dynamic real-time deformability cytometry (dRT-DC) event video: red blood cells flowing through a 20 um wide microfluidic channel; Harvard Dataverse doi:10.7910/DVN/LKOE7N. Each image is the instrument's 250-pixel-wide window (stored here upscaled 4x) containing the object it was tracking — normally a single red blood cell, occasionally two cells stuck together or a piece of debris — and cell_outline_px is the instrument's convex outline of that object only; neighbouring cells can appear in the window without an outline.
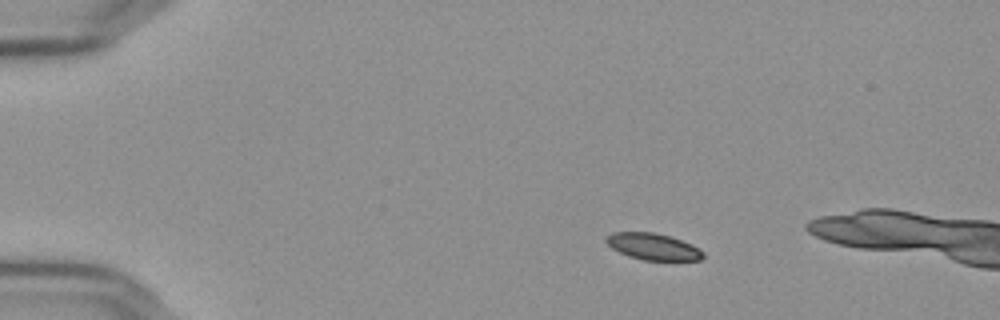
{"species": "Egyptian fruit bat (a non-hibernating species)", "species_latin": "Rousettus aegyptiacus", "temperature_condition": "cold", "stored_images_in_passage": 16, "camera_frame_rate_fps": 3000, "um_per_image_px": 0.085, "frame": {"image": 1, "passage_image": 10, "time_ms": 3.0, "image_size_px": [1000, 320], "cell_outline_px": [[704, 256], [700, 260], [644, 260], [628, 256], [612, 248], [604, 240], [612, 232], [652, 232], [668, 236], [692, 244], [700, 248], [704, 252]], "centroid_in_image_um": [55.52, 20.96], "position_along_channel_um": 29.5, "area_um2": 14.91}}